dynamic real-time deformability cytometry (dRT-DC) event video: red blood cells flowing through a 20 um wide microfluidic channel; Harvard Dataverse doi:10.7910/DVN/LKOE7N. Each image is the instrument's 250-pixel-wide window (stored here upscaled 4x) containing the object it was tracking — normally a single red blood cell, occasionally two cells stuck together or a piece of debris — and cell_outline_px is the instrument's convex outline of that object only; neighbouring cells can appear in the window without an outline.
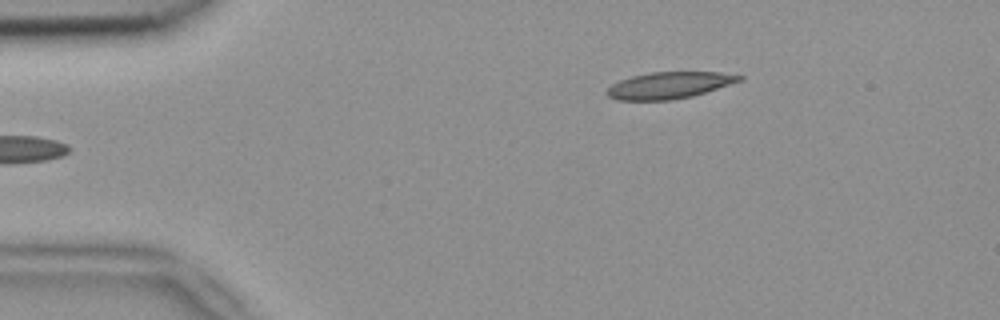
{"species": "common noctule bat (a hibernating species)", "species_latin": "Nyctalus noctula", "temperature_condition": "room temperature", "stored_images_in_passage": 3, "camera_frame_rate_fps": 3000, "um_per_image_px": 0.085, "animal": {"sex": "female", "body_mass_g": 18.4}, "frame": {"image": 1, "passage_image": 3, "time_ms": 0.667, "image_size_px": [1000, 320], "cell_outline_px": [[744, 80], [692, 96], [668, 100], [616, 100], [608, 96], [604, 92], [612, 84], [620, 80], [632, 76], [652, 72], [720, 72], [744, 76]], "centroid_in_image_um": [56.88, 7.25], "position_along_channel_um": 28.1, "area_um2": 20.52}}